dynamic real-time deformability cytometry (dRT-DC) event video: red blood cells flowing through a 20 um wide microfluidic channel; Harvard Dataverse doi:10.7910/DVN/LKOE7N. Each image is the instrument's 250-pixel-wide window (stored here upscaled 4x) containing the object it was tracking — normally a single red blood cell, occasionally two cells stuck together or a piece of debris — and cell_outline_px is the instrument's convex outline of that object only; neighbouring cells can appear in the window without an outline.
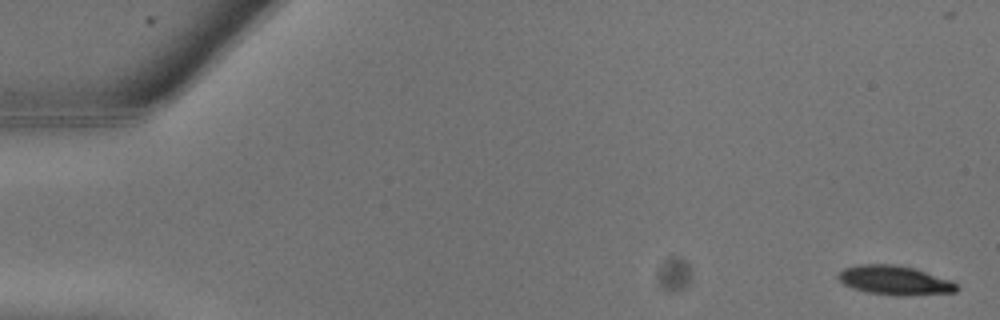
{"species": "common noctule bat (a hibernating species)", "species_latin": "Nyctalus noctula", "temperature_condition": "warm", "stored_images_in_passage": 9, "camera_frame_rate_fps": 3000, "um_per_image_px": 0.085, "animal": {"sex": "male", "body_mass_g": 13.3}, "frame": {"image": 1, "passage_image": 1, "time_ms": 0.0, "image_size_px": [1000, 320], "cell_outline_px": [[960, 288], [956, 292], [904, 296], [900, 296], [868, 292], [852, 288], [844, 284], [836, 276], [844, 268], [856, 264], [892, 264], [916, 268], [952, 280]], "centroid_in_image_um": [76.08, 23.82], "position_along_channel_um": 8.9, "area_um2": 20.35}}
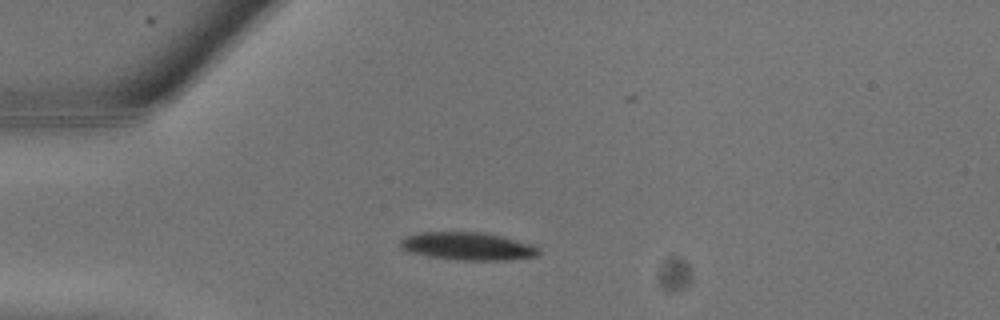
{"frame": {"image": 2, "passage_image": 7, "time_ms": 2.0, "image_size_px": [1000, 320], "cell_outline_px": [[540, 256], [504, 260], [456, 260], [428, 256], [412, 252], [404, 248], [400, 244], [400, 240], [404, 236], [420, 232], [480, 232], [500, 236], [532, 244], [540, 248]], "centroid_in_image_um": [39.79, 20.93], "position_along_channel_um": 45.2, "area_um2": 22.37}}